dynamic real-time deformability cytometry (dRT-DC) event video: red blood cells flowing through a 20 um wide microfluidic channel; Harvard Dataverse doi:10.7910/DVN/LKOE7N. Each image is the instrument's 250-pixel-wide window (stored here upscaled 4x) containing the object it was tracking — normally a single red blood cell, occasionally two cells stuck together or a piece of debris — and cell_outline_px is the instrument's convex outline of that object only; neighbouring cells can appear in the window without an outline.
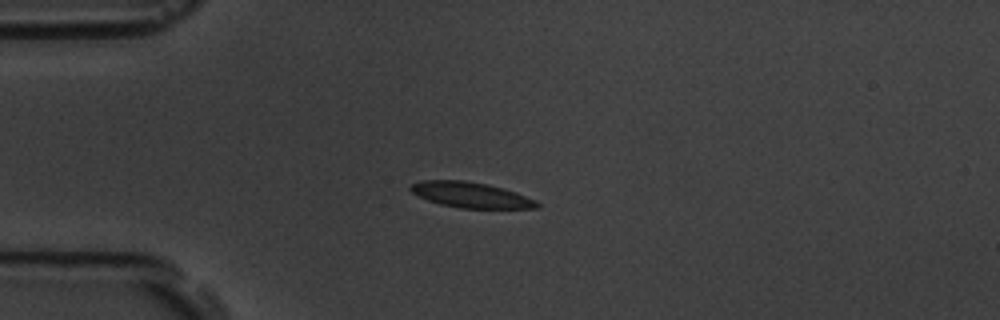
{"species": "common noctule bat (a hibernating species)", "species_latin": "Nyctalus noctula", "temperature_condition": "room temperature", "stored_images_in_passage": 9, "camera_frame_rate_fps": 3000, "um_per_image_px": 0.085, "animal": {"sex": "male", "body_mass_g": 19.5, "forearm_length_mm": 54.6}, "frame": {"image": 1, "passage_image": 4, "time_ms": 3.667, "image_size_px": [1000, 320], "cell_outline_px": [[540, 204], [536, 208], [460, 208], [440, 204], [428, 200], [412, 192], [408, 188], [412, 184], [420, 180], [464, 180], [488, 184], [504, 188], [516, 192], [536, 200]], "centroid_in_image_um": [40.02, 16.56], "position_along_channel_um": 45.0, "area_um2": 18.79}}
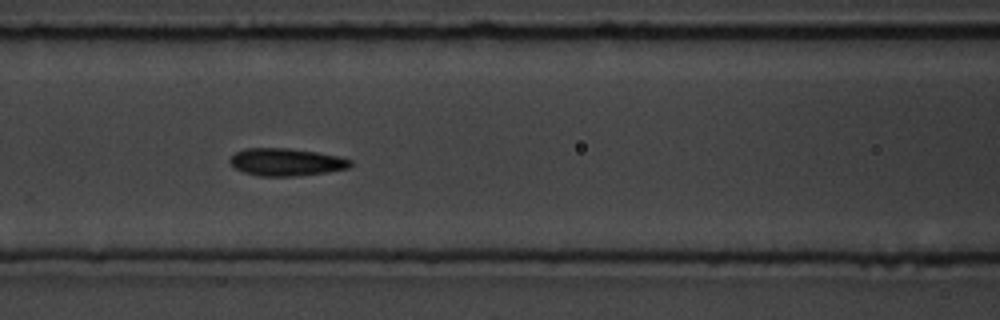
{"frame": {"image": 2, "passage_image": 7, "time_ms": 7.0, "image_size_px": [1000, 320], "cell_outline_px": [[352, 164], [348, 168], [328, 172], [296, 176], [260, 176], [244, 172], [236, 168], [228, 160], [236, 152], [244, 148], [288, 148], [316, 152], [340, 156], [352, 160]], "centroid_in_image_um": [24.35, 13.77], "position_along_channel_um": 142.3, "area_um2": 19.31}}
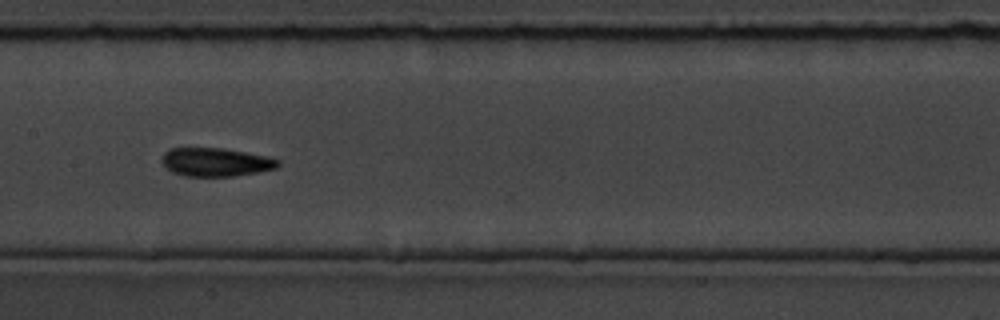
{"frame": {"image": 3, "passage_image": 8, "time_ms": 8.333, "image_size_px": [1000, 320], "cell_outline_px": [[280, 164], [276, 168], [256, 172], [232, 176], [184, 176], [172, 172], [160, 160], [164, 152], [168, 148], [224, 148], [268, 156], [280, 160]], "centroid_in_image_um": [18.33, 13.77], "position_along_channel_um": 189.1, "area_um2": 19.31}}